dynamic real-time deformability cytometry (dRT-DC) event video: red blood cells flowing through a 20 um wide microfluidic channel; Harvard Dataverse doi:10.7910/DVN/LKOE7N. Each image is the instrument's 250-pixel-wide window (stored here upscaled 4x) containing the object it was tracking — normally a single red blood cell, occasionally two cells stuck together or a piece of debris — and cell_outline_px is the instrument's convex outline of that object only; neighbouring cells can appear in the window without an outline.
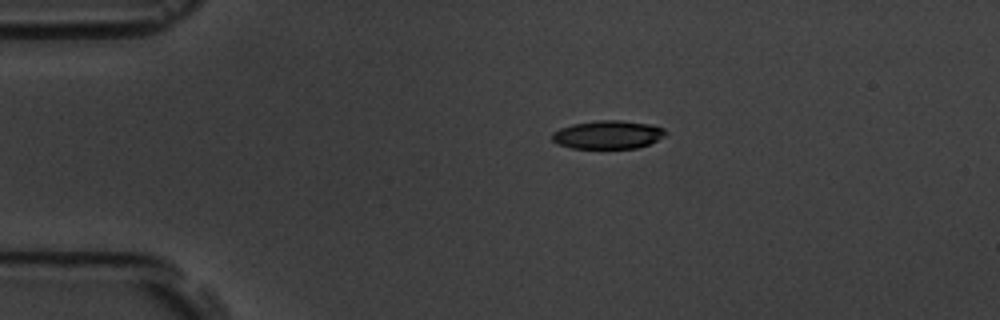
{"species": "common noctule bat (a hibernating species)", "species_latin": "Nyctalus noctula", "temperature_condition": "room temperature", "stored_images_in_passage": 7, "camera_frame_rate_fps": 3000, "um_per_image_px": 0.085, "animal": {"sex": "male", "body_mass_g": 19.5, "forearm_length_mm": 54.6}, "frame": {"image": 1, "passage_image": 1, "time_ms": 0.0, "image_size_px": [1000, 320], "cell_outline_px": [[668, 132], [664, 136], [648, 144], [636, 148], [572, 148], [560, 144], [552, 140], [552, 132], [560, 128], [572, 124], [596, 120], [620, 120], [648, 124], [664, 128]], "centroid_in_image_um": [51.66, 11.44], "position_along_channel_um": 33.3, "area_um2": 18.61}}
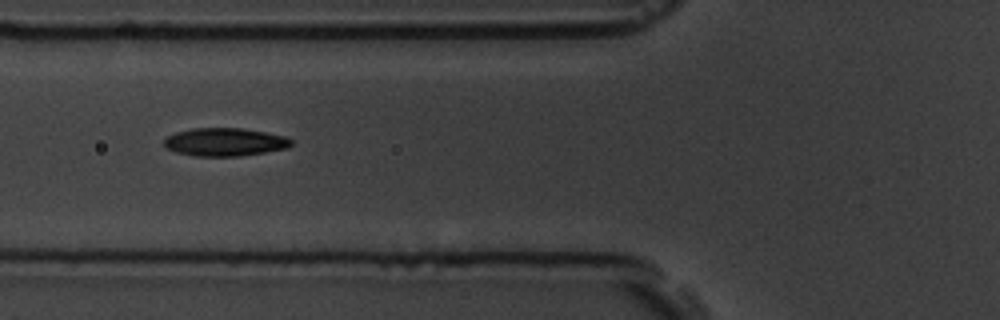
{"frame": {"image": 2, "passage_image": 4, "time_ms": 3.333, "image_size_px": [1000, 320], "cell_outline_px": [[292, 144], [288, 148], [240, 156], [196, 156], [176, 152], [164, 148], [164, 140], [168, 136], [176, 132], [192, 128], [240, 128], [264, 132], [284, 136], [292, 140]], "centroid_in_image_um": [19.08, 12.07], "position_along_channel_um": 106.7, "area_um2": 20.75}}
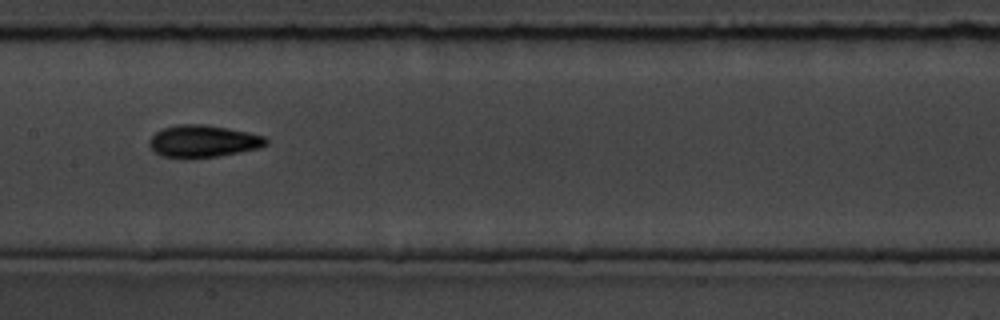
{"frame": {"image": 3, "passage_image": 6, "time_ms": 5.667, "image_size_px": [1000, 320], "cell_outline_px": [[268, 144], [260, 148], [216, 156], [164, 156], [156, 152], [148, 144], [148, 140], [156, 132], [164, 128], [180, 124], [204, 124], [228, 128], [248, 132], [264, 136], [268, 140]], "centroid_in_image_um": [17.3, 11.97], "position_along_channel_um": 190.1, "area_um2": 21.27}}